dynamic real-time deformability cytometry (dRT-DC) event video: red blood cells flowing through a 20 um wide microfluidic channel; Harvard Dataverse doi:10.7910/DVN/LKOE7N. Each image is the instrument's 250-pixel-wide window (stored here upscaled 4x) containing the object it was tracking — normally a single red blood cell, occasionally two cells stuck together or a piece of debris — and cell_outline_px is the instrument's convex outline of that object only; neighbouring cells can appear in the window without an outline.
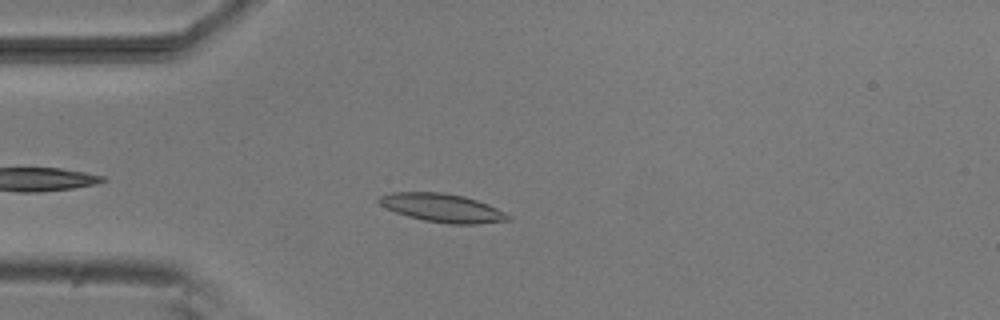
{"species": "common noctule bat (a hibernating species)", "species_latin": "Nyctalus noctula", "temperature_condition": "room temperature", "stored_images_in_passage": 42, "camera_frame_rate_fps": 3000, "um_per_image_px": 0.085, "animal": {"sex": "male", "body_mass_g": 20.5, "forearm_length_mm": 52.5}, "frame": {"image": 1, "passage_image": 6, "time_ms": 1.667, "image_size_px": [1000, 320], "cell_outline_px": [[512, 220], [480, 224], [452, 224], [424, 220], [408, 216], [396, 212], [380, 204], [376, 200], [380, 196], [392, 192], [440, 192], [464, 196], [488, 204], [512, 216]], "centroid_in_image_um": [37.63, 17.67], "position_along_channel_um": 47.4, "area_um2": 21.33}}
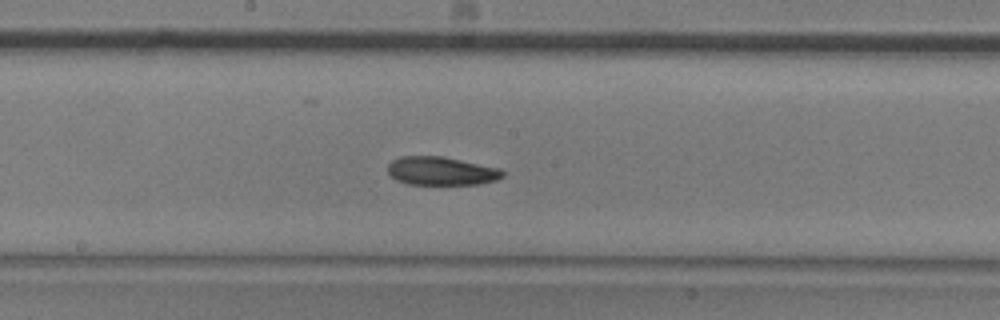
{"frame": {"image": 2, "passage_image": 20, "time_ms": 6.333, "image_size_px": [1000, 320], "cell_outline_px": [[504, 176], [496, 180], [480, 184], [408, 184], [396, 180], [388, 172], [388, 164], [392, 160], [400, 156], [440, 156], [500, 168], [504, 172]], "centroid_in_image_um": [37.5, 14.53], "position_along_channel_um": 210.7, "area_um2": 18.96}}
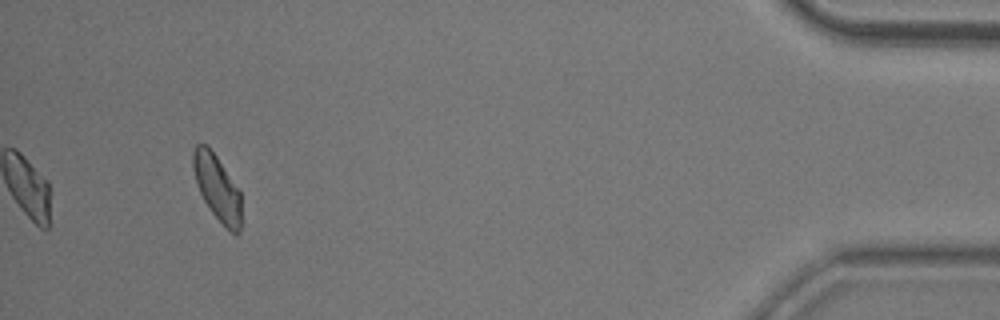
{"frame": {"image": 3, "passage_image": 42, "time_ms": 13.667, "image_size_px": [1000, 320], "cell_outline_px": [[240, 232], [236, 236], [228, 232], [212, 212], [204, 200], [200, 192], [192, 168], [192, 152], [196, 144], [208, 144], [240, 192]], "centroid_in_image_um": [18.45, 15.97], "position_along_channel_um": 416.8, "area_um2": 18.32}, "authors_computed_cell_mechanics": {"area_um2": 19.2474, "velocity_mm_per_s": 3.7713, "shape_relaxation_time_tau1_ms": 8.5381, "shape_relaxation_time_tau2_ms": null, "deformation_change_tau1": 0.1943, "deformation_change_tau2": null}}